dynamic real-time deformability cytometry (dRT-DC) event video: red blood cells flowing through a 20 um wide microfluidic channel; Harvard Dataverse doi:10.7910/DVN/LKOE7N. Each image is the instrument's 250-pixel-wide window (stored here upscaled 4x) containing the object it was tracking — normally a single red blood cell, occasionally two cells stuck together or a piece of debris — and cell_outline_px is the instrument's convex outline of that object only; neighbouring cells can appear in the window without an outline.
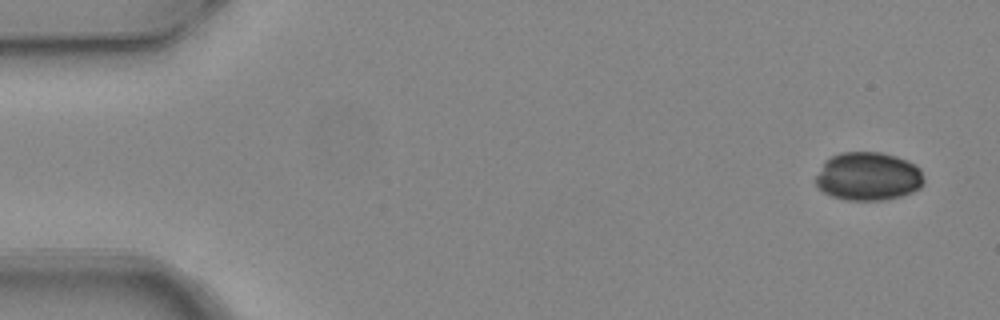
{"species": "common noctule bat (a hibernating species)", "species_latin": "Nyctalus noctula", "temperature_condition": "warm", "stored_images_in_passage": 5, "camera_frame_rate_fps": 3000, "um_per_image_px": 0.085, "animal": {"sex": "female", "body_mass_g": 24.6, "forearm_length_mm": 56.2}, "frame": {"image": 1, "passage_image": 1, "time_ms": 0.0, "image_size_px": [1000, 320], "cell_outline_px": [[924, 184], [920, 188], [912, 192], [900, 196], [880, 200], [848, 200], [832, 196], [824, 192], [816, 184], [816, 176], [824, 160], [840, 152], [880, 152], [896, 156], [920, 168], [924, 180]], "centroid_in_image_um": [73.79, 14.99], "position_along_channel_um": 11.2, "area_um2": 30.4}}
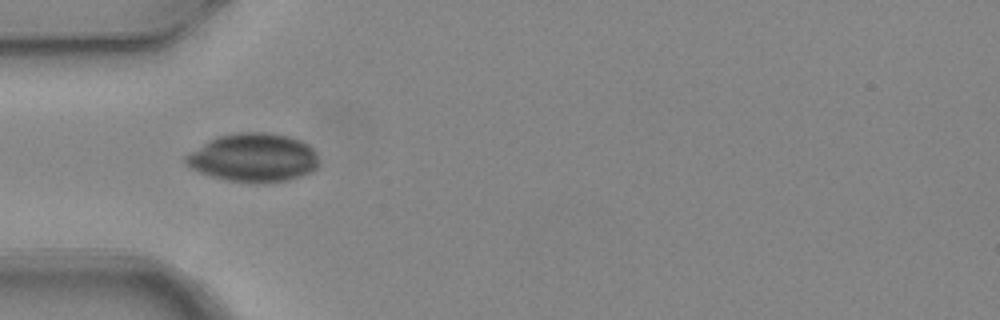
{"frame": {"image": 2, "passage_image": 4, "time_ms": 1.0, "image_size_px": [1000, 320], "cell_outline_px": [[316, 168], [312, 172], [288, 180], [228, 180], [212, 176], [200, 172], [184, 164], [184, 156], [188, 152], [208, 140], [220, 136], [240, 132], [264, 132], [288, 136], [300, 140], [308, 144], [316, 152]], "centroid_in_image_um": [21.5, 13.36], "position_along_channel_um": 63.5, "area_um2": 36.82}}
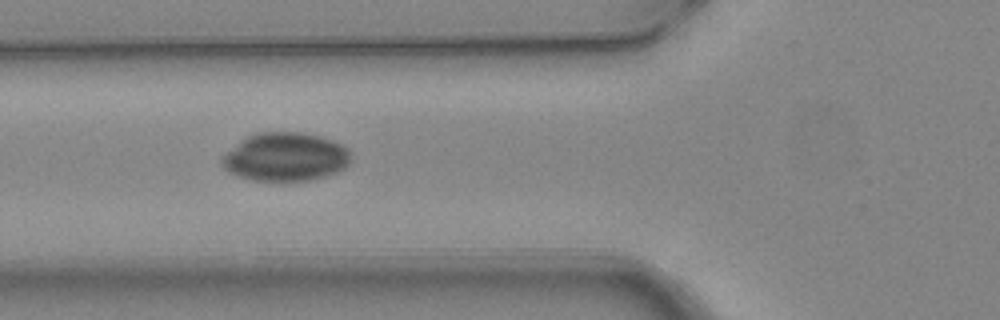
{"frame": {"image": 3, "passage_image": 5, "time_ms": 1.333, "image_size_px": [1000, 320], "cell_outline_px": [[352, 160], [344, 168], [336, 172], [324, 176], [308, 180], [284, 184], [280, 184], [252, 180], [228, 172], [220, 164], [220, 156], [248, 136], [256, 132], [300, 132], [320, 136], [332, 140], [348, 148]], "centroid_in_image_um": [24.24, 13.38], "position_along_channel_um": 101.6, "area_um2": 37.22}}